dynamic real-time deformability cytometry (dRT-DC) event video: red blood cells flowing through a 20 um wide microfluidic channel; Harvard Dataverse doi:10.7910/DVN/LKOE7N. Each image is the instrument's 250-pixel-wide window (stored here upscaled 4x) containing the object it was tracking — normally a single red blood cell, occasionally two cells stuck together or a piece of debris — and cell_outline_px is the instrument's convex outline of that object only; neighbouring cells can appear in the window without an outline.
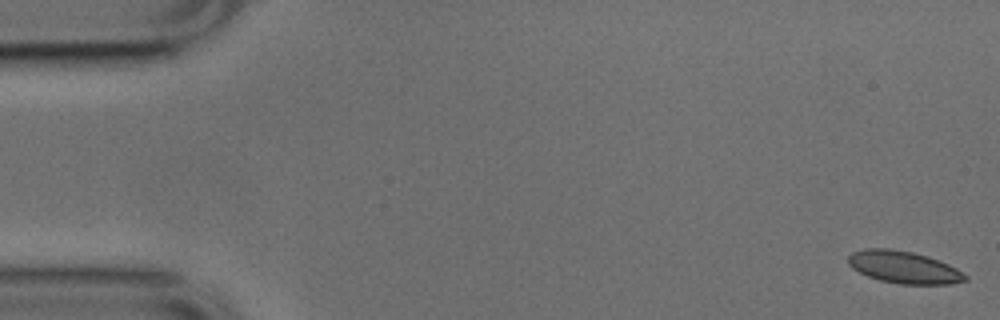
{"species": "common noctule bat (a hibernating species)", "species_latin": "Nyctalus noctula", "temperature_condition": "cold", "stored_images_in_passage": 52, "camera_frame_rate_fps": 3000, "um_per_image_px": 0.085, "animal": {"sex": "male", "body_mass_g": 17.9, "forearm_length_mm": 54.2}, "frame": {"image": 1, "passage_image": 1, "time_ms": 0.0, "image_size_px": [1000, 320], "cell_outline_px": [[968, 280], [948, 284], [900, 284], [880, 280], [868, 276], [852, 268], [848, 264], [848, 256], [852, 252], [864, 248], [888, 248], [912, 252], [928, 256], [948, 264], [956, 268], [968, 276]], "centroid_in_image_um": [76.81, 22.71], "position_along_channel_um": 8.2, "area_um2": 21.96}}
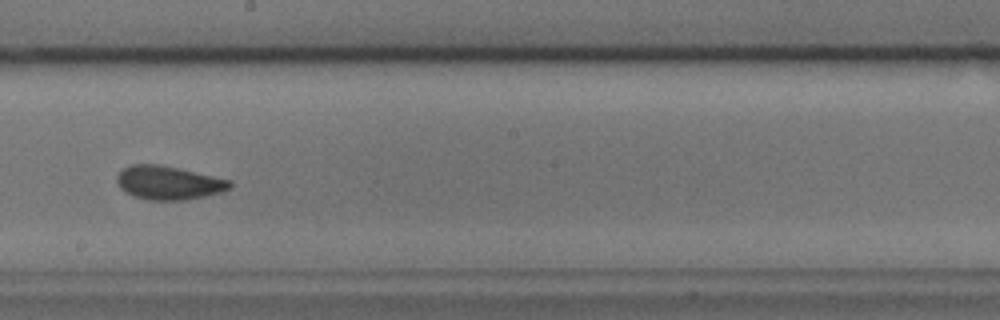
{"frame": {"image": 2, "passage_image": 29, "time_ms": 9.333, "image_size_px": [1000, 320], "cell_outline_px": [[232, 188], [220, 192], [204, 196], [184, 200], [148, 200], [124, 192], [120, 188], [116, 180], [116, 176], [120, 168], [132, 164], [160, 164], [232, 180]], "centroid_in_image_um": [14.3, 15.52], "position_along_channel_um": 233.9, "area_um2": 22.31}}
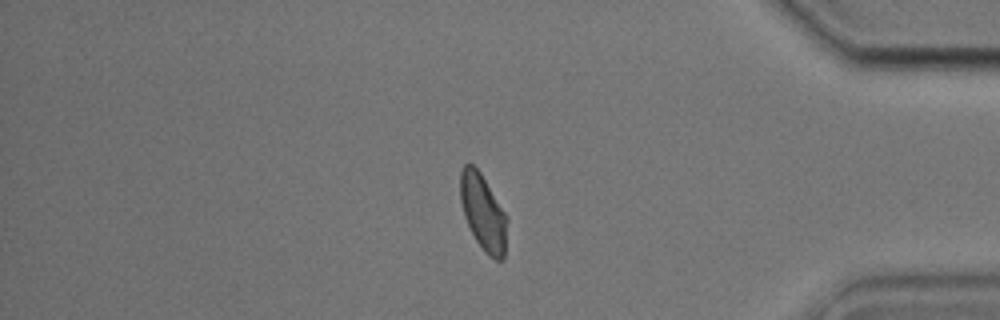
{"frame": {"image": 3, "passage_image": 44, "time_ms": 14.333, "image_size_px": [1000, 320], "cell_outline_px": [[508, 220], [504, 260], [496, 260], [488, 256], [484, 252], [476, 240], [464, 216], [460, 200], [460, 172], [464, 164], [468, 160], [480, 172], [508, 216]], "centroid_in_image_um": [41.08, 18.05], "position_along_channel_um": 394.1, "area_um2": 21.04}, "authors_computed_cell_mechanics": {"area_um2": 21.964, "velocity_mm_per_s": 3.7974, "shape_relaxation_time_tau1_ms": 7.5312, "shape_relaxation_time_tau2_ms": 1.2551, "deformation_change_tau1": 0.1371, "deformation_change_tau2": 0.0537}}